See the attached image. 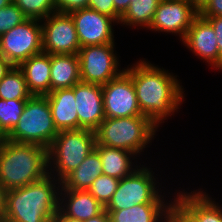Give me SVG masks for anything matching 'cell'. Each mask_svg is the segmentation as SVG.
<instances>
[{
    "instance_id": "35",
    "label": "cell",
    "mask_w": 222,
    "mask_h": 222,
    "mask_svg": "<svg viewBox=\"0 0 222 222\" xmlns=\"http://www.w3.org/2000/svg\"><path fill=\"white\" fill-rule=\"evenodd\" d=\"M13 65L0 55V80L9 72Z\"/></svg>"
},
{
    "instance_id": "28",
    "label": "cell",
    "mask_w": 222,
    "mask_h": 222,
    "mask_svg": "<svg viewBox=\"0 0 222 222\" xmlns=\"http://www.w3.org/2000/svg\"><path fill=\"white\" fill-rule=\"evenodd\" d=\"M119 181L117 178L101 174L93 181L88 191L105 207L116 191Z\"/></svg>"
},
{
    "instance_id": "38",
    "label": "cell",
    "mask_w": 222,
    "mask_h": 222,
    "mask_svg": "<svg viewBox=\"0 0 222 222\" xmlns=\"http://www.w3.org/2000/svg\"><path fill=\"white\" fill-rule=\"evenodd\" d=\"M56 222H84L81 220H76L72 218L65 217L60 211L56 214V217L54 218Z\"/></svg>"
},
{
    "instance_id": "3",
    "label": "cell",
    "mask_w": 222,
    "mask_h": 222,
    "mask_svg": "<svg viewBox=\"0 0 222 222\" xmlns=\"http://www.w3.org/2000/svg\"><path fill=\"white\" fill-rule=\"evenodd\" d=\"M48 174L47 148L7 140L0 150V184L6 191L37 182Z\"/></svg>"
},
{
    "instance_id": "2",
    "label": "cell",
    "mask_w": 222,
    "mask_h": 222,
    "mask_svg": "<svg viewBox=\"0 0 222 222\" xmlns=\"http://www.w3.org/2000/svg\"><path fill=\"white\" fill-rule=\"evenodd\" d=\"M52 178L53 176L48 174L37 182L8 190L2 222H51L54 220L59 212L61 181L55 176Z\"/></svg>"
},
{
    "instance_id": "34",
    "label": "cell",
    "mask_w": 222,
    "mask_h": 222,
    "mask_svg": "<svg viewBox=\"0 0 222 222\" xmlns=\"http://www.w3.org/2000/svg\"><path fill=\"white\" fill-rule=\"evenodd\" d=\"M115 11L122 16L129 7L131 0H113Z\"/></svg>"
},
{
    "instance_id": "7",
    "label": "cell",
    "mask_w": 222,
    "mask_h": 222,
    "mask_svg": "<svg viewBox=\"0 0 222 222\" xmlns=\"http://www.w3.org/2000/svg\"><path fill=\"white\" fill-rule=\"evenodd\" d=\"M155 182L156 178L150 168L139 166L132 174L119 181L111 200L105 206V210L117 211L139 204L165 203Z\"/></svg>"
},
{
    "instance_id": "41",
    "label": "cell",
    "mask_w": 222,
    "mask_h": 222,
    "mask_svg": "<svg viewBox=\"0 0 222 222\" xmlns=\"http://www.w3.org/2000/svg\"><path fill=\"white\" fill-rule=\"evenodd\" d=\"M13 0H0V9L9 5Z\"/></svg>"
},
{
    "instance_id": "39",
    "label": "cell",
    "mask_w": 222,
    "mask_h": 222,
    "mask_svg": "<svg viewBox=\"0 0 222 222\" xmlns=\"http://www.w3.org/2000/svg\"><path fill=\"white\" fill-rule=\"evenodd\" d=\"M188 1L199 11L208 0H188Z\"/></svg>"
},
{
    "instance_id": "33",
    "label": "cell",
    "mask_w": 222,
    "mask_h": 222,
    "mask_svg": "<svg viewBox=\"0 0 222 222\" xmlns=\"http://www.w3.org/2000/svg\"><path fill=\"white\" fill-rule=\"evenodd\" d=\"M201 17L222 16V0H208L199 10Z\"/></svg>"
},
{
    "instance_id": "15",
    "label": "cell",
    "mask_w": 222,
    "mask_h": 222,
    "mask_svg": "<svg viewBox=\"0 0 222 222\" xmlns=\"http://www.w3.org/2000/svg\"><path fill=\"white\" fill-rule=\"evenodd\" d=\"M74 96L79 129L95 131L106 118L102 85L80 81L74 85Z\"/></svg>"
},
{
    "instance_id": "6",
    "label": "cell",
    "mask_w": 222,
    "mask_h": 222,
    "mask_svg": "<svg viewBox=\"0 0 222 222\" xmlns=\"http://www.w3.org/2000/svg\"><path fill=\"white\" fill-rule=\"evenodd\" d=\"M58 133L54 126L48 98L33 95L26 101L23 113L7 135V140L33 143L48 149Z\"/></svg>"
},
{
    "instance_id": "26",
    "label": "cell",
    "mask_w": 222,
    "mask_h": 222,
    "mask_svg": "<svg viewBox=\"0 0 222 222\" xmlns=\"http://www.w3.org/2000/svg\"><path fill=\"white\" fill-rule=\"evenodd\" d=\"M28 99H0V129L8 135L18 123Z\"/></svg>"
},
{
    "instance_id": "16",
    "label": "cell",
    "mask_w": 222,
    "mask_h": 222,
    "mask_svg": "<svg viewBox=\"0 0 222 222\" xmlns=\"http://www.w3.org/2000/svg\"><path fill=\"white\" fill-rule=\"evenodd\" d=\"M212 25L198 15L183 40V43L196 56L219 69V50Z\"/></svg>"
},
{
    "instance_id": "1",
    "label": "cell",
    "mask_w": 222,
    "mask_h": 222,
    "mask_svg": "<svg viewBox=\"0 0 222 222\" xmlns=\"http://www.w3.org/2000/svg\"><path fill=\"white\" fill-rule=\"evenodd\" d=\"M124 70L132 78L141 113L157 126L178 111L184 89L176 76L145 59Z\"/></svg>"
},
{
    "instance_id": "14",
    "label": "cell",
    "mask_w": 222,
    "mask_h": 222,
    "mask_svg": "<svg viewBox=\"0 0 222 222\" xmlns=\"http://www.w3.org/2000/svg\"><path fill=\"white\" fill-rule=\"evenodd\" d=\"M81 47L114 43L112 22L116 21L91 8L75 10L71 13Z\"/></svg>"
},
{
    "instance_id": "12",
    "label": "cell",
    "mask_w": 222,
    "mask_h": 222,
    "mask_svg": "<svg viewBox=\"0 0 222 222\" xmlns=\"http://www.w3.org/2000/svg\"><path fill=\"white\" fill-rule=\"evenodd\" d=\"M105 117L122 118L143 115L137 102L135 87L124 70L117 77L102 85Z\"/></svg>"
},
{
    "instance_id": "37",
    "label": "cell",
    "mask_w": 222,
    "mask_h": 222,
    "mask_svg": "<svg viewBox=\"0 0 222 222\" xmlns=\"http://www.w3.org/2000/svg\"><path fill=\"white\" fill-rule=\"evenodd\" d=\"M84 222H111V220L109 213L106 210H104L101 214L92 217L90 219H87Z\"/></svg>"
},
{
    "instance_id": "17",
    "label": "cell",
    "mask_w": 222,
    "mask_h": 222,
    "mask_svg": "<svg viewBox=\"0 0 222 222\" xmlns=\"http://www.w3.org/2000/svg\"><path fill=\"white\" fill-rule=\"evenodd\" d=\"M104 210V205L88 190H67L61 186L59 211L65 217L86 221Z\"/></svg>"
},
{
    "instance_id": "30",
    "label": "cell",
    "mask_w": 222,
    "mask_h": 222,
    "mask_svg": "<svg viewBox=\"0 0 222 222\" xmlns=\"http://www.w3.org/2000/svg\"><path fill=\"white\" fill-rule=\"evenodd\" d=\"M88 7L113 18L119 24L121 16L115 11L113 0H89Z\"/></svg>"
},
{
    "instance_id": "4",
    "label": "cell",
    "mask_w": 222,
    "mask_h": 222,
    "mask_svg": "<svg viewBox=\"0 0 222 222\" xmlns=\"http://www.w3.org/2000/svg\"><path fill=\"white\" fill-rule=\"evenodd\" d=\"M159 126L145 115L108 118L95 130V145L128 150L140 155L154 139Z\"/></svg>"
},
{
    "instance_id": "13",
    "label": "cell",
    "mask_w": 222,
    "mask_h": 222,
    "mask_svg": "<svg viewBox=\"0 0 222 222\" xmlns=\"http://www.w3.org/2000/svg\"><path fill=\"white\" fill-rule=\"evenodd\" d=\"M199 11L187 0H161L148 29L179 34L184 40Z\"/></svg>"
},
{
    "instance_id": "32",
    "label": "cell",
    "mask_w": 222,
    "mask_h": 222,
    "mask_svg": "<svg viewBox=\"0 0 222 222\" xmlns=\"http://www.w3.org/2000/svg\"><path fill=\"white\" fill-rule=\"evenodd\" d=\"M213 27L219 50V70H222V16L203 17Z\"/></svg>"
},
{
    "instance_id": "22",
    "label": "cell",
    "mask_w": 222,
    "mask_h": 222,
    "mask_svg": "<svg viewBox=\"0 0 222 222\" xmlns=\"http://www.w3.org/2000/svg\"><path fill=\"white\" fill-rule=\"evenodd\" d=\"M101 158L102 174L121 180L123 177L132 174L138 166H132L131 158L134 153L121 149L104 145H95L94 148Z\"/></svg>"
},
{
    "instance_id": "9",
    "label": "cell",
    "mask_w": 222,
    "mask_h": 222,
    "mask_svg": "<svg viewBox=\"0 0 222 222\" xmlns=\"http://www.w3.org/2000/svg\"><path fill=\"white\" fill-rule=\"evenodd\" d=\"M114 46L109 43L80 48L77 55L82 82L104 85L124 71L118 69L119 58Z\"/></svg>"
},
{
    "instance_id": "19",
    "label": "cell",
    "mask_w": 222,
    "mask_h": 222,
    "mask_svg": "<svg viewBox=\"0 0 222 222\" xmlns=\"http://www.w3.org/2000/svg\"><path fill=\"white\" fill-rule=\"evenodd\" d=\"M18 67L23 71L32 95L45 96L50 93L51 54L42 52L31 56Z\"/></svg>"
},
{
    "instance_id": "24",
    "label": "cell",
    "mask_w": 222,
    "mask_h": 222,
    "mask_svg": "<svg viewBox=\"0 0 222 222\" xmlns=\"http://www.w3.org/2000/svg\"><path fill=\"white\" fill-rule=\"evenodd\" d=\"M160 2L161 0H131L119 23L131 27L149 28Z\"/></svg>"
},
{
    "instance_id": "10",
    "label": "cell",
    "mask_w": 222,
    "mask_h": 222,
    "mask_svg": "<svg viewBox=\"0 0 222 222\" xmlns=\"http://www.w3.org/2000/svg\"><path fill=\"white\" fill-rule=\"evenodd\" d=\"M42 25V51L47 54H78L81 46L69 13L54 12Z\"/></svg>"
},
{
    "instance_id": "40",
    "label": "cell",
    "mask_w": 222,
    "mask_h": 222,
    "mask_svg": "<svg viewBox=\"0 0 222 222\" xmlns=\"http://www.w3.org/2000/svg\"><path fill=\"white\" fill-rule=\"evenodd\" d=\"M6 141L7 135L0 129V150L2 149Z\"/></svg>"
},
{
    "instance_id": "20",
    "label": "cell",
    "mask_w": 222,
    "mask_h": 222,
    "mask_svg": "<svg viewBox=\"0 0 222 222\" xmlns=\"http://www.w3.org/2000/svg\"><path fill=\"white\" fill-rule=\"evenodd\" d=\"M80 81L77 54H51L50 92L72 88Z\"/></svg>"
},
{
    "instance_id": "27",
    "label": "cell",
    "mask_w": 222,
    "mask_h": 222,
    "mask_svg": "<svg viewBox=\"0 0 222 222\" xmlns=\"http://www.w3.org/2000/svg\"><path fill=\"white\" fill-rule=\"evenodd\" d=\"M27 18L45 19L56 12L54 0H13Z\"/></svg>"
},
{
    "instance_id": "31",
    "label": "cell",
    "mask_w": 222,
    "mask_h": 222,
    "mask_svg": "<svg viewBox=\"0 0 222 222\" xmlns=\"http://www.w3.org/2000/svg\"><path fill=\"white\" fill-rule=\"evenodd\" d=\"M57 12L71 13L75 10L88 8L89 0H54Z\"/></svg>"
},
{
    "instance_id": "36",
    "label": "cell",
    "mask_w": 222,
    "mask_h": 222,
    "mask_svg": "<svg viewBox=\"0 0 222 222\" xmlns=\"http://www.w3.org/2000/svg\"><path fill=\"white\" fill-rule=\"evenodd\" d=\"M6 190L0 184V219L3 221V217L6 210Z\"/></svg>"
},
{
    "instance_id": "5",
    "label": "cell",
    "mask_w": 222,
    "mask_h": 222,
    "mask_svg": "<svg viewBox=\"0 0 222 222\" xmlns=\"http://www.w3.org/2000/svg\"><path fill=\"white\" fill-rule=\"evenodd\" d=\"M95 144V131L87 129L60 131L48 148V169L51 170L49 174L57 176L56 179L62 181L82 163L95 148Z\"/></svg>"
},
{
    "instance_id": "23",
    "label": "cell",
    "mask_w": 222,
    "mask_h": 222,
    "mask_svg": "<svg viewBox=\"0 0 222 222\" xmlns=\"http://www.w3.org/2000/svg\"><path fill=\"white\" fill-rule=\"evenodd\" d=\"M102 174V162L99 153L93 149L82 163L62 181L67 190H88L93 181Z\"/></svg>"
},
{
    "instance_id": "29",
    "label": "cell",
    "mask_w": 222,
    "mask_h": 222,
    "mask_svg": "<svg viewBox=\"0 0 222 222\" xmlns=\"http://www.w3.org/2000/svg\"><path fill=\"white\" fill-rule=\"evenodd\" d=\"M27 17L21 9L12 1L6 7L0 9V36L8 30L25 21Z\"/></svg>"
},
{
    "instance_id": "11",
    "label": "cell",
    "mask_w": 222,
    "mask_h": 222,
    "mask_svg": "<svg viewBox=\"0 0 222 222\" xmlns=\"http://www.w3.org/2000/svg\"><path fill=\"white\" fill-rule=\"evenodd\" d=\"M195 191L177 193L170 208V222H222V207L201 189Z\"/></svg>"
},
{
    "instance_id": "8",
    "label": "cell",
    "mask_w": 222,
    "mask_h": 222,
    "mask_svg": "<svg viewBox=\"0 0 222 222\" xmlns=\"http://www.w3.org/2000/svg\"><path fill=\"white\" fill-rule=\"evenodd\" d=\"M40 22V23H39ZM41 20L27 18L0 36V55L13 66L42 53Z\"/></svg>"
},
{
    "instance_id": "21",
    "label": "cell",
    "mask_w": 222,
    "mask_h": 222,
    "mask_svg": "<svg viewBox=\"0 0 222 222\" xmlns=\"http://www.w3.org/2000/svg\"><path fill=\"white\" fill-rule=\"evenodd\" d=\"M171 205L172 201L169 204L145 203L129 209L107 212L111 222H170Z\"/></svg>"
},
{
    "instance_id": "18",
    "label": "cell",
    "mask_w": 222,
    "mask_h": 222,
    "mask_svg": "<svg viewBox=\"0 0 222 222\" xmlns=\"http://www.w3.org/2000/svg\"><path fill=\"white\" fill-rule=\"evenodd\" d=\"M52 112L54 126L58 132L79 129V117L75 107L74 86L58 89L45 95Z\"/></svg>"
},
{
    "instance_id": "25",
    "label": "cell",
    "mask_w": 222,
    "mask_h": 222,
    "mask_svg": "<svg viewBox=\"0 0 222 222\" xmlns=\"http://www.w3.org/2000/svg\"><path fill=\"white\" fill-rule=\"evenodd\" d=\"M32 96V93L28 89L24 73L18 66H13L0 80V99H30Z\"/></svg>"
}]
</instances>
